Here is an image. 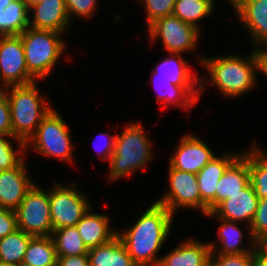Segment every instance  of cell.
<instances>
[{"label":"cell","mask_w":267,"mask_h":266,"mask_svg":"<svg viewBox=\"0 0 267 266\" xmlns=\"http://www.w3.org/2000/svg\"><path fill=\"white\" fill-rule=\"evenodd\" d=\"M16 266H30V265H28V264H25V263L21 262V263H19V264H18V265H16Z\"/></svg>","instance_id":"cell-44"},{"label":"cell","mask_w":267,"mask_h":266,"mask_svg":"<svg viewBox=\"0 0 267 266\" xmlns=\"http://www.w3.org/2000/svg\"><path fill=\"white\" fill-rule=\"evenodd\" d=\"M33 237L21 229H17L0 239V263L9 265L21 263Z\"/></svg>","instance_id":"cell-27"},{"label":"cell","mask_w":267,"mask_h":266,"mask_svg":"<svg viewBox=\"0 0 267 266\" xmlns=\"http://www.w3.org/2000/svg\"><path fill=\"white\" fill-rule=\"evenodd\" d=\"M57 266H90L88 254L76 256H60Z\"/></svg>","instance_id":"cell-39"},{"label":"cell","mask_w":267,"mask_h":266,"mask_svg":"<svg viewBox=\"0 0 267 266\" xmlns=\"http://www.w3.org/2000/svg\"><path fill=\"white\" fill-rule=\"evenodd\" d=\"M141 123L128 124L121 135L116 134L114 152L109 159L110 181L122 179L145 167L152 159V142Z\"/></svg>","instance_id":"cell-4"},{"label":"cell","mask_w":267,"mask_h":266,"mask_svg":"<svg viewBox=\"0 0 267 266\" xmlns=\"http://www.w3.org/2000/svg\"><path fill=\"white\" fill-rule=\"evenodd\" d=\"M252 36L254 45L267 47V0H228Z\"/></svg>","instance_id":"cell-14"},{"label":"cell","mask_w":267,"mask_h":266,"mask_svg":"<svg viewBox=\"0 0 267 266\" xmlns=\"http://www.w3.org/2000/svg\"><path fill=\"white\" fill-rule=\"evenodd\" d=\"M169 189L156 202L164 205L173 215L178 208L198 209L208 214V206L201 200L197 175L168 167ZM176 211V212H175Z\"/></svg>","instance_id":"cell-10"},{"label":"cell","mask_w":267,"mask_h":266,"mask_svg":"<svg viewBox=\"0 0 267 266\" xmlns=\"http://www.w3.org/2000/svg\"><path fill=\"white\" fill-rule=\"evenodd\" d=\"M63 33L28 27L19 36L23 42L28 72L36 79H45L63 56Z\"/></svg>","instance_id":"cell-5"},{"label":"cell","mask_w":267,"mask_h":266,"mask_svg":"<svg viewBox=\"0 0 267 266\" xmlns=\"http://www.w3.org/2000/svg\"><path fill=\"white\" fill-rule=\"evenodd\" d=\"M35 81L36 79L27 70L21 37L19 35L2 36L0 38V88L27 85Z\"/></svg>","instance_id":"cell-11"},{"label":"cell","mask_w":267,"mask_h":266,"mask_svg":"<svg viewBox=\"0 0 267 266\" xmlns=\"http://www.w3.org/2000/svg\"><path fill=\"white\" fill-rule=\"evenodd\" d=\"M29 9L24 0L12 1L2 12L0 34L20 35L29 27Z\"/></svg>","instance_id":"cell-26"},{"label":"cell","mask_w":267,"mask_h":266,"mask_svg":"<svg viewBox=\"0 0 267 266\" xmlns=\"http://www.w3.org/2000/svg\"><path fill=\"white\" fill-rule=\"evenodd\" d=\"M258 203L259 198L250 182L244 189L222 201L212 212L205 216L222 218L238 223L245 221L248 224V229H250Z\"/></svg>","instance_id":"cell-13"},{"label":"cell","mask_w":267,"mask_h":266,"mask_svg":"<svg viewBox=\"0 0 267 266\" xmlns=\"http://www.w3.org/2000/svg\"><path fill=\"white\" fill-rule=\"evenodd\" d=\"M69 128L59 112L52 109L41 121L35 133L25 143L40 155L72 163L73 143Z\"/></svg>","instance_id":"cell-6"},{"label":"cell","mask_w":267,"mask_h":266,"mask_svg":"<svg viewBox=\"0 0 267 266\" xmlns=\"http://www.w3.org/2000/svg\"><path fill=\"white\" fill-rule=\"evenodd\" d=\"M8 138L17 141L19 148L14 149L12 142ZM26 144L24 141L12 135H0V171L11 170L17 167L24 160Z\"/></svg>","instance_id":"cell-31"},{"label":"cell","mask_w":267,"mask_h":266,"mask_svg":"<svg viewBox=\"0 0 267 266\" xmlns=\"http://www.w3.org/2000/svg\"><path fill=\"white\" fill-rule=\"evenodd\" d=\"M200 65L208 72L211 85L220 94L237 97L246 94L255 86L257 61L253 52L244 58L229 54L222 57H201Z\"/></svg>","instance_id":"cell-2"},{"label":"cell","mask_w":267,"mask_h":266,"mask_svg":"<svg viewBox=\"0 0 267 266\" xmlns=\"http://www.w3.org/2000/svg\"><path fill=\"white\" fill-rule=\"evenodd\" d=\"M215 0H176L173 15L200 30L199 21L214 11Z\"/></svg>","instance_id":"cell-28"},{"label":"cell","mask_w":267,"mask_h":266,"mask_svg":"<svg viewBox=\"0 0 267 266\" xmlns=\"http://www.w3.org/2000/svg\"><path fill=\"white\" fill-rule=\"evenodd\" d=\"M80 237L88 249L105 244L117 235V231L110 229L107 215L92 213L91 208L76 224Z\"/></svg>","instance_id":"cell-21"},{"label":"cell","mask_w":267,"mask_h":266,"mask_svg":"<svg viewBox=\"0 0 267 266\" xmlns=\"http://www.w3.org/2000/svg\"><path fill=\"white\" fill-rule=\"evenodd\" d=\"M245 151L227 167L216 185V207L250 183L249 150Z\"/></svg>","instance_id":"cell-18"},{"label":"cell","mask_w":267,"mask_h":266,"mask_svg":"<svg viewBox=\"0 0 267 266\" xmlns=\"http://www.w3.org/2000/svg\"><path fill=\"white\" fill-rule=\"evenodd\" d=\"M15 212L18 229L32 236H52L49 191L35 183Z\"/></svg>","instance_id":"cell-8"},{"label":"cell","mask_w":267,"mask_h":266,"mask_svg":"<svg viewBox=\"0 0 267 266\" xmlns=\"http://www.w3.org/2000/svg\"><path fill=\"white\" fill-rule=\"evenodd\" d=\"M33 12V14H30ZM29 27L64 33L72 22L65 0H44L29 8ZM30 15H33L30 18Z\"/></svg>","instance_id":"cell-17"},{"label":"cell","mask_w":267,"mask_h":266,"mask_svg":"<svg viewBox=\"0 0 267 266\" xmlns=\"http://www.w3.org/2000/svg\"><path fill=\"white\" fill-rule=\"evenodd\" d=\"M216 155L198 136L185 134L179 140L169 165L180 171L197 174Z\"/></svg>","instance_id":"cell-12"},{"label":"cell","mask_w":267,"mask_h":266,"mask_svg":"<svg viewBox=\"0 0 267 266\" xmlns=\"http://www.w3.org/2000/svg\"><path fill=\"white\" fill-rule=\"evenodd\" d=\"M0 266H16V265H9V264H1L0 263Z\"/></svg>","instance_id":"cell-45"},{"label":"cell","mask_w":267,"mask_h":266,"mask_svg":"<svg viewBox=\"0 0 267 266\" xmlns=\"http://www.w3.org/2000/svg\"><path fill=\"white\" fill-rule=\"evenodd\" d=\"M221 222L218 230V239L221 241V247L217 248L214 243H209L211 254H242L248 252H254L257 247V243L254 240H250L249 247H243L241 245L243 241V232L238 227V222L217 218ZM216 249V250H215Z\"/></svg>","instance_id":"cell-24"},{"label":"cell","mask_w":267,"mask_h":266,"mask_svg":"<svg viewBox=\"0 0 267 266\" xmlns=\"http://www.w3.org/2000/svg\"><path fill=\"white\" fill-rule=\"evenodd\" d=\"M57 259L52 236H34L28 244L22 262L30 266H57Z\"/></svg>","instance_id":"cell-25"},{"label":"cell","mask_w":267,"mask_h":266,"mask_svg":"<svg viewBox=\"0 0 267 266\" xmlns=\"http://www.w3.org/2000/svg\"><path fill=\"white\" fill-rule=\"evenodd\" d=\"M210 254L209 243L188 238L160 257L158 266H209Z\"/></svg>","instance_id":"cell-19"},{"label":"cell","mask_w":267,"mask_h":266,"mask_svg":"<svg viewBox=\"0 0 267 266\" xmlns=\"http://www.w3.org/2000/svg\"><path fill=\"white\" fill-rule=\"evenodd\" d=\"M102 135L106 139H104L105 141H104V144H102V148L97 150L98 151L97 154H98L99 158H101L100 160L109 161L110 156L114 152L116 134L115 135H110L108 132H103V133L100 134V136H102ZM96 148H98V147H96Z\"/></svg>","instance_id":"cell-38"},{"label":"cell","mask_w":267,"mask_h":266,"mask_svg":"<svg viewBox=\"0 0 267 266\" xmlns=\"http://www.w3.org/2000/svg\"><path fill=\"white\" fill-rule=\"evenodd\" d=\"M174 215L156 201L150 205L133 226L117 235L128 254L138 266H158L157 253L170 235Z\"/></svg>","instance_id":"cell-1"},{"label":"cell","mask_w":267,"mask_h":266,"mask_svg":"<svg viewBox=\"0 0 267 266\" xmlns=\"http://www.w3.org/2000/svg\"><path fill=\"white\" fill-rule=\"evenodd\" d=\"M259 146L249 149L250 182L259 199L267 198V152Z\"/></svg>","instance_id":"cell-30"},{"label":"cell","mask_w":267,"mask_h":266,"mask_svg":"<svg viewBox=\"0 0 267 266\" xmlns=\"http://www.w3.org/2000/svg\"><path fill=\"white\" fill-rule=\"evenodd\" d=\"M252 266H267V247L257 245L253 253Z\"/></svg>","instance_id":"cell-41"},{"label":"cell","mask_w":267,"mask_h":266,"mask_svg":"<svg viewBox=\"0 0 267 266\" xmlns=\"http://www.w3.org/2000/svg\"><path fill=\"white\" fill-rule=\"evenodd\" d=\"M157 92V102L164 107H182L184 110L196 105L201 96V86H176L168 79H152Z\"/></svg>","instance_id":"cell-22"},{"label":"cell","mask_w":267,"mask_h":266,"mask_svg":"<svg viewBox=\"0 0 267 266\" xmlns=\"http://www.w3.org/2000/svg\"><path fill=\"white\" fill-rule=\"evenodd\" d=\"M249 238L258 245L267 242V198L259 199L255 217L248 230Z\"/></svg>","instance_id":"cell-32"},{"label":"cell","mask_w":267,"mask_h":266,"mask_svg":"<svg viewBox=\"0 0 267 266\" xmlns=\"http://www.w3.org/2000/svg\"><path fill=\"white\" fill-rule=\"evenodd\" d=\"M228 153L215 156L196 175L201 200L208 206V213L216 208V185L227 167L241 154Z\"/></svg>","instance_id":"cell-16"},{"label":"cell","mask_w":267,"mask_h":266,"mask_svg":"<svg viewBox=\"0 0 267 266\" xmlns=\"http://www.w3.org/2000/svg\"><path fill=\"white\" fill-rule=\"evenodd\" d=\"M4 89L10 105L12 136L26 143L53 107L41 96L36 81Z\"/></svg>","instance_id":"cell-3"},{"label":"cell","mask_w":267,"mask_h":266,"mask_svg":"<svg viewBox=\"0 0 267 266\" xmlns=\"http://www.w3.org/2000/svg\"><path fill=\"white\" fill-rule=\"evenodd\" d=\"M50 215L53 230L74 227L92 208L88 197L72 184L55 183L49 191Z\"/></svg>","instance_id":"cell-7"},{"label":"cell","mask_w":267,"mask_h":266,"mask_svg":"<svg viewBox=\"0 0 267 266\" xmlns=\"http://www.w3.org/2000/svg\"><path fill=\"white\" fill-rule=\"evenodd\" d=\"M87 254L90 266H138L118 235L105 244L90 248Z\"/></svg>","instance_id":"cell-23"},{"label":"cell","mask_w":267,"mask_h":266,"mask_svg":"<svg viewBox=\"0 0 267 266\" xmlns=\"http://www.w3.org/2000/svg\"><path fill=\"white\" fill-rule=\"evenodd\" d=\"M99 1V0H98ZM97 0H65L69 19H73V16L84 17L85 19L93 16L97 8Z\"/></svg>","instance_id":"cell-35"},{"label":"cell","mask_w":267,"mask_h":266,"mask_svg":"<svg viewBox=\"0 0 267 266\" xmlns=\"http://www.w3.org/2000/svg\"><path fill=\"white\" fill-rule=\"evenodd\" d=\"M253 53L256 57L258 72H262L267 77V47L256 48Z\"/></svg>","instance_id":"cell-40"},{"label":"cell","mask_w":267,"mask_h":266,"mask_svg":"<svg viewBox=\"0 0 267 266\" xmlns=\"http://www.w3.org/2000/svg\"><path fill=\"white\" fill-rule=\"evenodd\" d=\"M253 253L210 254L209 266H252Z\"/></svg>","instance_id":"cell-34"},{"label":"cell","mask_w":267,"mask_h":266,"mask_svg":"<svg viewBox=\"0 0 267 266\" xmlns=\"http://www.w3.org/2000/svg\"><path fill=\"white\" fill-rule=\"evenodd\" d=\"M140 1V0H139ZM146 9L147 27L154 21L172 15L176 0H141Z\"/></svg>","instance_id":"cell-33"},{"label":"cell","mask_w":267,"mask_h":266,"mask_svg":"<svg viewBox=\"0 0 267 266\" xmlns=\"http://www.w3.org/2000/svg\"><path fill=\"white\" fill-rule=\"evenodd\" d=\"M14 0H0V23H1V16L4 9Z\"/></svg>","instance_id":"cell-42"},{"label":"cell","mask_w":267,"mask_h":266,"mask_svg":"<svg viewBox=\"0 0 267 266\" xmlns=\"http://www.w3.org/2000/svg\"><path fill=\"white\" fill-rule=\"evenodd\" d=\"M24 1L26 2L27 8L29 9L30 7L39 4L44 0H24Z\"/></svg>","instance_id":"cell-43"},{"label":"cell","mask_w":267,"mask_h":266,"mask_svg":"<svg viewBox=\"0 0 267 266\" xmlns=\"http://www.w3.org/2000/svg\"><path fill=\"white\" fill-rule=\"evenodd\" d=\"M147 29L151 43L158 38L163 43V48L167 53L175 54L194 50L201 31L190 24L184 23L173 14L154 21Z\"/></svg>","instance_id":"cell-9"},{"label":"cell","mask_w":267,"mask_h":266,"mask_svg":"<svg viewBox=\"0 0 267 266\" xmlns=\"http://www.w3.org/2000/svg\"><path fill=\"white\" fill-rule=\"evenodd\" d=\"M0 135H12L10 105L3 88H0Z\"/></svg>","instance_id":"cell-36"},{"label":"cell","mask_w":267,"mask_h":266,"mask_svg":"<svg viewBox=\"0 0 267 266\" xmlns=\"http://www.w3.org/2000/svg\"><path fill=\"white\" fill-rule=\"evenodd\" d=\"M52 238L55 243L57 257L84 255L89 251L76 226L53 230Z\"/></svg>","instance_id":"cell-29"},{"label":"cell","mask_w":267,"mask_h":266,"mask_svg":"<svg viewBox=\"0 0 267 266\" xmlns=\"http://www.w3.org/2000/svg\"><path fill=\"white\" fill-rule=\"evenodd\" d=\"M187 62L181 54L170 53V57L164 58L151 72L152 79H168L176 86H201V93L206 81L193 74Z\"/></svg>","instance_id":"cell-20"},{"label":"cell","mask_w":267,"mask_h":266,"mask_svg":"<svg viewBox=\"0 0 267 266\" xmlns=\"http://www.w3.org/2000/svg\"><path fill=\"white\" fill-rule=\"evenodd\" d=\"M17 229L16 212L11 209L0 208V239Z\"/></svg>","instance_id":"cell-37"},{"label":"cell","mask_w":267,"mask_h":266,"mask_svg":"<svg viewBox=\"0 0 267 266\" xmlns=\"http://www.w3.org/2000/svg\"><path fill=\"white\" fill-rule=\"evenodd\" d=\"M24 161L11 170L0 171V208L15 211L34 185Z\"/></svg>","instance_id":"cell-15"}]
</instances>
